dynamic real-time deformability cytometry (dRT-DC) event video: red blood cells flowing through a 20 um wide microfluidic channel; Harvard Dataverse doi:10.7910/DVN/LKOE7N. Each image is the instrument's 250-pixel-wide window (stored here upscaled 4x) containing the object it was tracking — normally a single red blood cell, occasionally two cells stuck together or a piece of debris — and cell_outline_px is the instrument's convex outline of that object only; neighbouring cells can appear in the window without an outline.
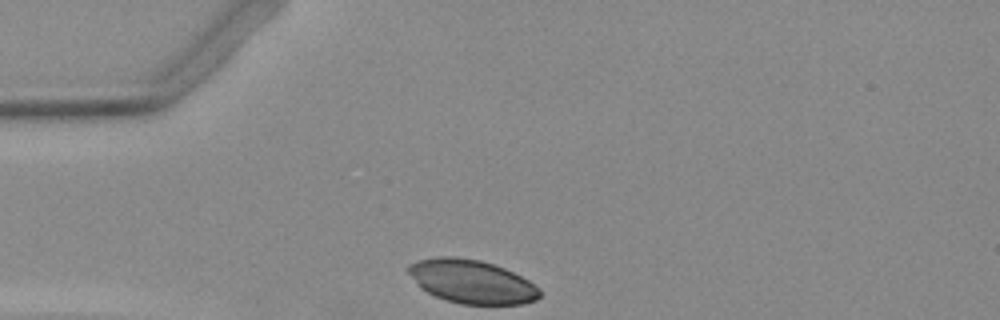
{"species": "Egyptian fruit bat (a non-hibernating species)", "species_latin": "Rousettus aegyptiacus", "temperature_condition": "warm", "stored_images_in_passage": 29, "camera_frame_rate_fps": 3000, "um_per_image_px": 0.085, "animal": {"sex": "female"}, "frame": {"image": 1, "passage_image": 1, "time_ms": 0.0, "image_size_px": [1000, 320], "cell_outline_px": [[540, 296], [536, 300], [524, 304], [460, 304], [436, 296], [420, 288], [416, 284], [408, 272], [408, 264], [420, 260], [440, 256], [452, 256], [480, 260], [504, 268], [528, 280], [540, 288]], "centroid_in_image_um": [40.1, 23.94], "position_along_channel_um": 44.9, "area_um2": 33.18}}
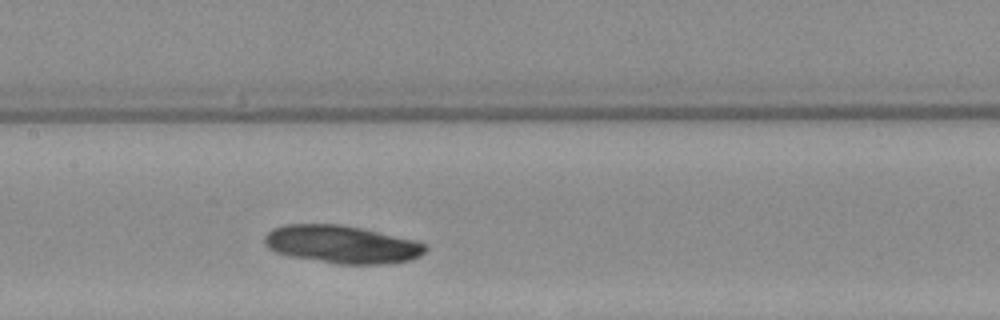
{"frame": {"image": 2, "passage_image": 13, "time_ms": 4.0, "image_size_px": [1000, 320], "cell_outline_px": [[428, 248], [420, 256], [412, 260], [384, 264], [336, 264], [288, 256], [276, 252], [268, 248], [264, 244], [264, 236], [272, 228], [284, 224], [340, 224], [360, 228], [416, 240], [428, 244]], "centroid_in_image_um": [29.05, 20.78], "position_along_channel_um": 178.3, "area_um2": 35.84}}
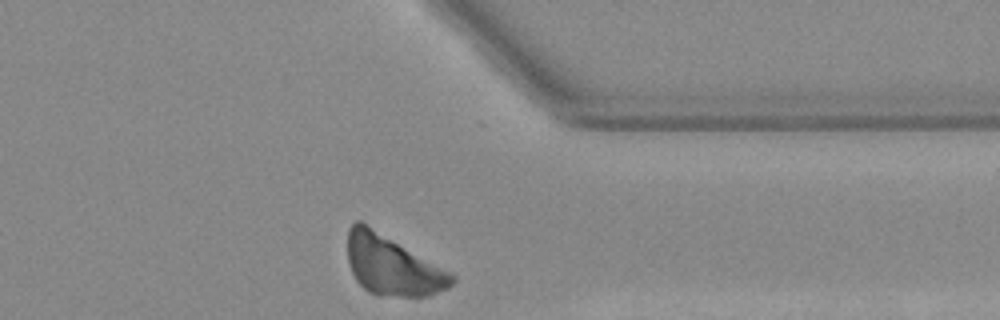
{"frame": {"image": 3, "passage_image": 29, "time_ms": 9.333, "image_size_px": [1000, 320], "cell_outline_px": [[456, 280], [448, 288], [428, 296], [376, 296], [368, 292], [356, 280], [348, 264], [348, 228], [356, 220], [360, 220], [456, 276]], "centroid_in_image_um": [33.31, 22.58], "position_along_channel_um": 378.1, "area_um2": 36.01}}